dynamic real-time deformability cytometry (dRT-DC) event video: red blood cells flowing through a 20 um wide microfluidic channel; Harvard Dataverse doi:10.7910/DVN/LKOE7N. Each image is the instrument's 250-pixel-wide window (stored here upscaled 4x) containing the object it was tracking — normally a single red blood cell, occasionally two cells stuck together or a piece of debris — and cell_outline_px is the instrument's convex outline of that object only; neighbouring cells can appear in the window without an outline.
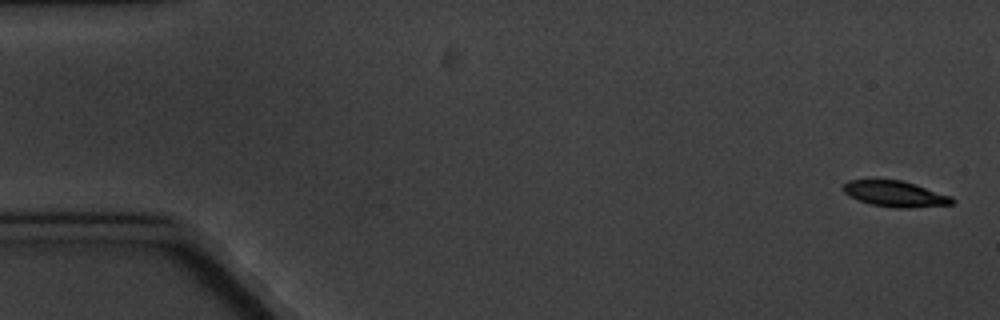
{"species": "common noctule bat (a hibernating species)", "species_latin": "Nyctalus noctula", "temperature_condition": "cold", "stored_images_in_passage": 8, "camera_frame_rate_fps": 3000, "um_per_image_px": 0.085, "animal": {"sex": "male", "body_mass_g": 20.1, "forearm_length_mm": 53.5}, "frame": {"image": 1, "passage_image": 1, "time_ms": 0.0, "image_size_px": [1000, 320], "cell_outline_px": [[956, 200], [952, 204], [908, 208], [896, 208], [872, 204], [848, 196], [840, 188], [848, 180], [900, 180], [952, 196]], "centroid_in_image_um": [76.07, 16.48], "position_along_channel_um": 8.9, "area_um2": 16.24}}
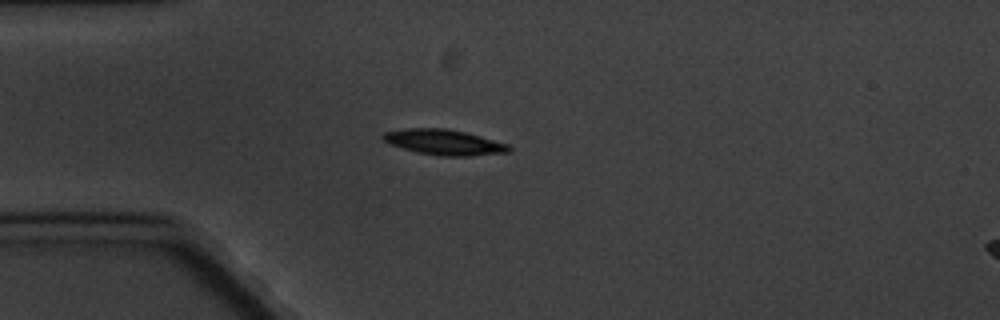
{"frame": {"image": 2, "passage_image": 5, "time_ms": 4.667, "image_size_px": [1000, 320], "cell_outline_px": [[512, 152], [472, 156], [440, 156], [416, 152], [388, 144], [380, 136], [384, 132], [408, 128], [444, 128], [464, 132], [480, 136], [508, 144], [512, 148]], "centroid_in_image_um": [37.75, 12.1], "position_along_channel_um": 47.3, "area_um2": 18.79}}
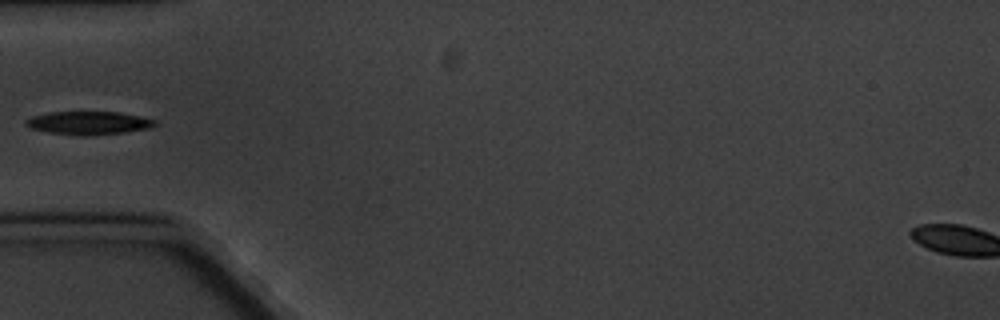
{"frame": {"image": 3, "passage_image": 6, "time_ms": 6.0, "image_size_px": [1000, 320], "cell_outline_px": [[156, 124], [152, 128], [124, 132], [48, 132], [32, 128], [24, 124], [24, 120], [32, 116], [48, 112], [120, 112], [140, 116], [156, 120]], "centroid_in_image_um": [7.56, 10.38], "position_along_channel_um": 77.4, "area_um2": 16.36}}